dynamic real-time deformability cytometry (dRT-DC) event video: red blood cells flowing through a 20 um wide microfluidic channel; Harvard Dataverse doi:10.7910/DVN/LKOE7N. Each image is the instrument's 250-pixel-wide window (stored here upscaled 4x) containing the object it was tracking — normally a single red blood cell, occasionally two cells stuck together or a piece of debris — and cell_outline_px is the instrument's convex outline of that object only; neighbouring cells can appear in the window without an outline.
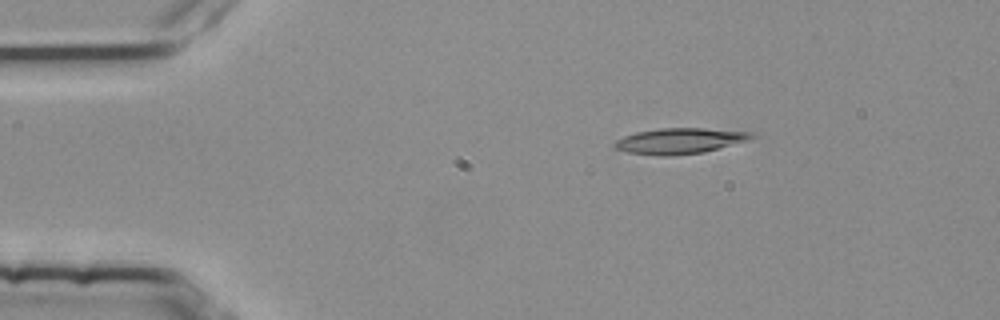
{"species": "common noctule bat (a hibernating species)", "species_latin": "Nyctalus noctula", "temperature_condition": "room temperature", "stored_images_in_passage": 5, "camera_frame_rate_fps": 3000, "um_per_image_px": 0.085, "animal": {"sex": "female", "body_mass_g": 25.1}, "frame": {"image": 1, "passage_image": 3, "time_ms": 0.667, "image_size_px": [1000, 320], "cell_outline_px": [[760, 136], [748, 140], [704, 152], [668, 156], [660, 156], [628, 152], [616, 148], [612, 144], [616, 140], [624, 136], [636, 132], [660, 128], [700, 128], [756, 132]], "centroid_in_image_um": [57.83, 11.97], "position_along_channel_um": 27.2, "area_um2": 20.58}}